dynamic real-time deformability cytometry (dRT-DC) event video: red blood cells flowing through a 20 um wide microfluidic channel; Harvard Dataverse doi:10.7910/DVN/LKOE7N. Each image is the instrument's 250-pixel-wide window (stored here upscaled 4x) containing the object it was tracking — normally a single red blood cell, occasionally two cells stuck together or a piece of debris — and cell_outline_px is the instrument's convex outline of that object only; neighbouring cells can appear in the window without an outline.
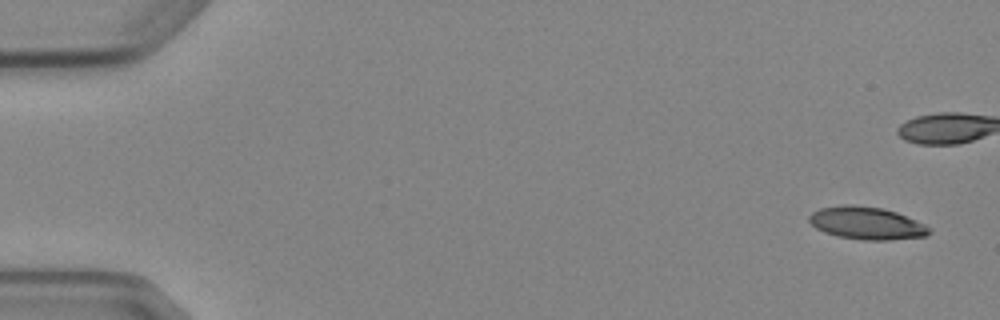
{"species": "Egyptian fruit bat (a non-hibernating species)", "species_latin": "Rousettus aegyptiacus", "temperature_condition": "cold", "stored_images_in_passage": 6, "camera_frame_rate_fps": 3000, "um_per_image_px": 0.085, "animal": {"sex": "female"}, "frame": {"image": 1, "passage_image": 1, "time_ms": 0.0, "image_size_px": [1000, 320], "cell_outline_px": [[932, 232], [928, 236], [888, 240], [860, 240], [836, 236], [824, 232], [816, 228], [808, 220], [808, 216], [812, 212], [820, 208], [844, 204], [852, 204], [884, 208], [896, 212], [916, 220], [932, 228]], "centroid_in_image_um": [73.67, 18.97], "position_along_channel_um": 11.3, "area_um2": 23.12}}
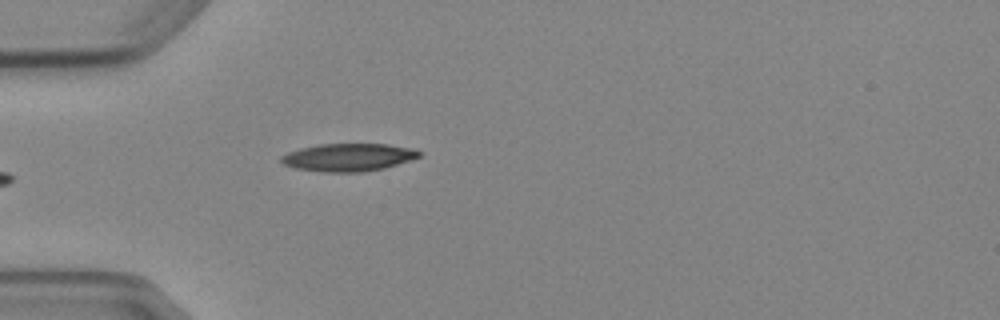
{"frame": {"image": 2, "passage_image": 6, "time_ms": 5.667, "image_size_px": [1000, 320], "cell_outline_px": [[424, 152], [420, 156], [384, 168], [364, 172], [324, 172], [296, 168], [284, 164], [280, 160], [280, 156], [288, 152], [300, 148], [320, 144], [388, 144], [416, 148]], "centroid_in_image_um": [29.64, 13.36], "position_along_channel_um": 55.4, "area_um2": 22.37}}